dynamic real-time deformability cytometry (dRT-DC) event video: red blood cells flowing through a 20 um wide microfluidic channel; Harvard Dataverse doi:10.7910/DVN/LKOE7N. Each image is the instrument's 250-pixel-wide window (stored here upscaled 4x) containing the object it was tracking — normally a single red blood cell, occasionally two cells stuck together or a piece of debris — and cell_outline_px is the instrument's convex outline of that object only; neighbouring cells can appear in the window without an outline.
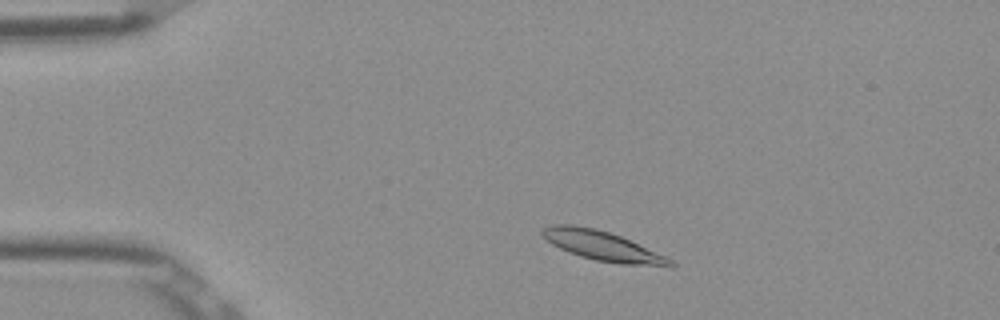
{"species": "Egyptian fruit bat (a non-hibernating species)", "species_latin": "Rousettus aegyptiacus", "temperature_condition": "room temperature", "stored_images_in_passage": 47, "camera_frame_rate_fps": 3000, "um_per_image_px": 0.085, "frame": {"image": 1, "passage_image": 5, "time_ms": 1.333, "image_size_px": [1000, 320], "cell_outline_px": [[676, 264], [672, 268], [668, 268], [620, 264], [596, 260], [580, 256], [568, 252], [552, 244], [540, 232], [544, 228], [556, 224], [568, 224], [592, 228], [608, 232], [620, 236], [668, 256]], "centroid_in_image_um": [51.34, 20.95], "position_along_channel_um": 33.7, "area_um2": 22.2}}
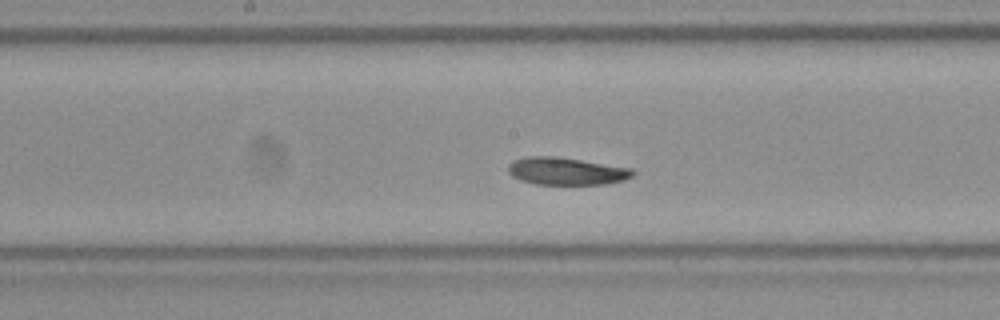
{"frame": {"image": 2, "passage_image": 22, "time_ms": 7.0, "image_size_px": [1000, 320], "cell_outline_px": [[636, 172], [632, 176], [624, 180], [604, 184], [536, 184], [520, 180], [512, 176], [508, 172], [508, 164], [512, 160], [528, 156], [556, 156], [632, 168]], "centroid_in_image_um": [48.12, 14.54], "position_along_channel_um": 200.1, "area_um2": 20.0}}
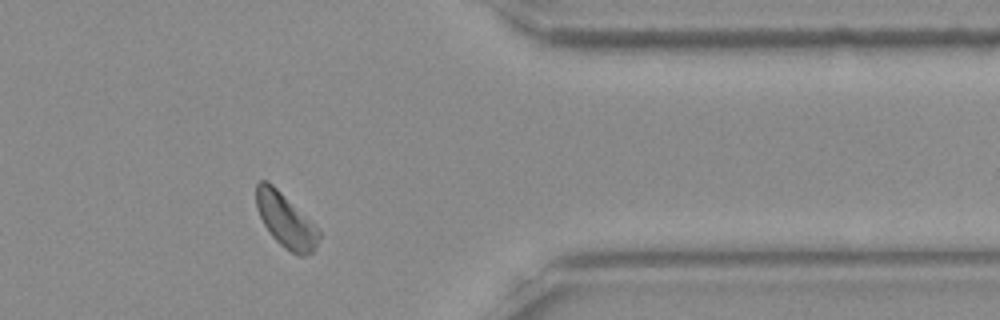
{"frame": {"image": 3, "passage_image": 38, "time_ms": 12.333, "image_size_px": [1000, 320], "cell_outline_px": [[320, 236], [316, 248], [312, 252], [304, 256], [300, 256], [284, 248], [272, 236], [264, 224], [256, 208], [256, 184], [260, 180], [264, 180], [272, 184], [320, 232]], "centroid_in_image_um": [24.25, 18.76], "position_along_channel_um": 387.1, "area_um2": 19.07}, "authors_computed_cell_mechanics": {"area_um2": 20.3456, "velocity_mm_per_s": 3.8019, "shape_relaxation_time_tau1_ms": 2.334, "shape_relaxation_time_tau2_ms": 2.4438, "deformation_change_tau1": 0.0978, "deformation_change_tau2": 0.0572}}